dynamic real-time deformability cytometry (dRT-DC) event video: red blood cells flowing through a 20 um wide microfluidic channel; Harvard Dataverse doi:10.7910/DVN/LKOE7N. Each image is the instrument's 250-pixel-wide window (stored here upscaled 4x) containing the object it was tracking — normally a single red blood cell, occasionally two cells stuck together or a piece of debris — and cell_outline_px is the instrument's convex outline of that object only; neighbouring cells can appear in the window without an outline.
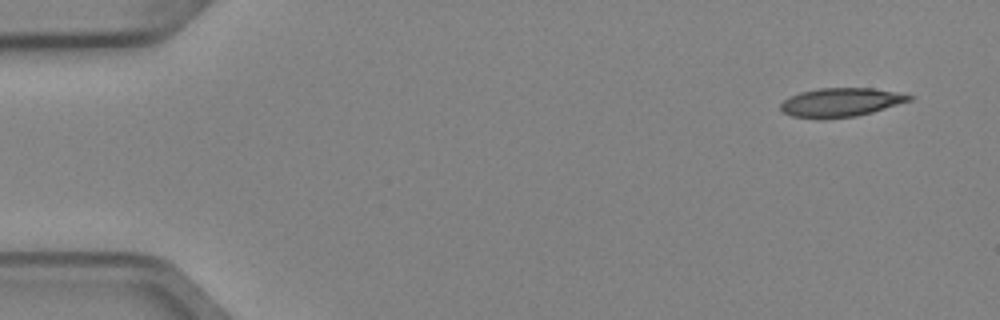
{"species": "Egyptian fruit bat (a non-hibernating species)", "species_latin": "Rousettus aegyptiacus", "temperature_condition": "cold", "stored_images_in_passage": 4, "camera_frame_rate_fps": 3000, "um_per_image_px": 0.085, "animal": {"sex": "female"}, "frame": {"image": 1, "passage_image": 1, "time_ms": 0.0, "image_size_px": [1000, 320], "cell_outline_px": [[916, 96], [912, 100], [872, 112], [856, 116], [820, 120], [792, 116], [784, 112], [780, 108], [780, 104], [784, 100], [800, 92], [820, 88], [872, 88], [896, 92]], "centroid_in_image_um": [71.47, 8.71], "position_along_channel_um": 13.5, "area_um2": 21.68}}
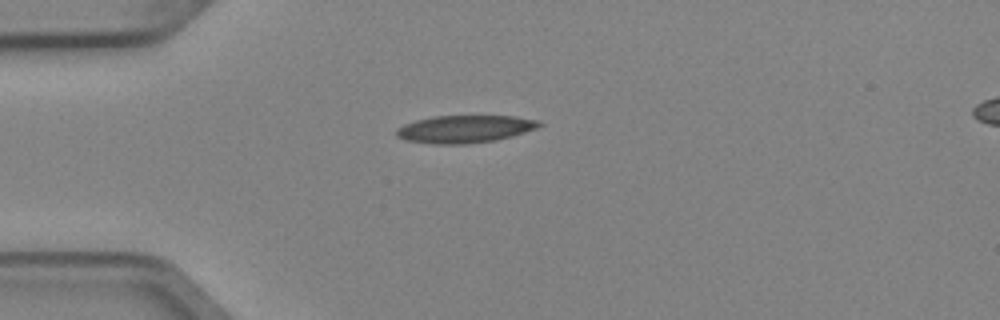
{"frame": {"image": 2, "passage_image": 4, "time_ms": 1.0, "image_size_px": [1000, 320], "cell_outline_px": [[544, 124], [536, 128], [512, 136], [496, 140], [468, 144], [432, 144], [404, 140], [396, 136], [396, 128], [404, 124], [416, 120], [436, 116], [512, 116], [540, 120]], "centroid_in_image_um": [39.5, 10.97], "position_along_channel_um": 45.5, "area_um2": 23.0}}